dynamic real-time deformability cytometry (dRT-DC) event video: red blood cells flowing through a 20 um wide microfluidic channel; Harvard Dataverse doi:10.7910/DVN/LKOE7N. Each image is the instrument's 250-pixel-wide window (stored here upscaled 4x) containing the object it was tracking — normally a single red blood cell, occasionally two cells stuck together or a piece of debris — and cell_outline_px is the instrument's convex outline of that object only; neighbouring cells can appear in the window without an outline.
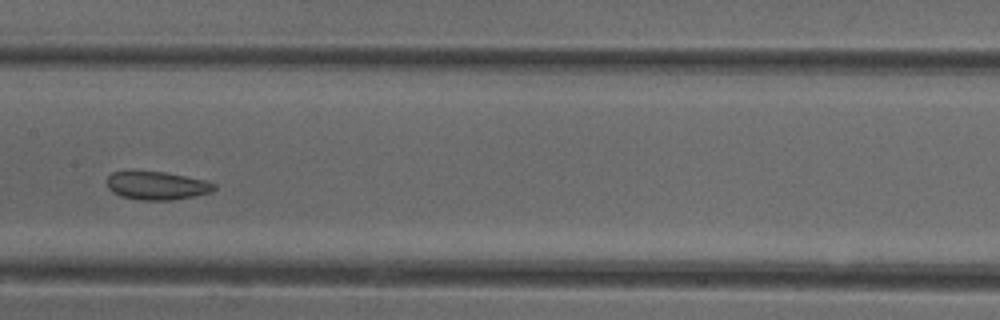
{"species": "common noctule bat (a hibernating species)", "species_latin": "Nyctalus noctula", "temperature_condition": "cold", "stored_images_in_passage": 46, "camera_frame_rate_fps": 3000, "um_per_image_px": 0.085, "animal": {"sex": "female"}, "frame": {"image": 1, "passage_image": 20, "time_ms": 6.333, "image_size_px": [1000, 320], "cell_outline_px": [[216, 188], [212, 192], [196, 196], [172, 200], [140, 200], [120, 196], [112, 192], [108, 188], [108, 176], [112, 172], [132, 168], [164, 172], [204, 180], [216, 184]], "centroid_in_image_um": [13.29, 15.74], "position_along_channel_um": 194.1, "area_um2": 18.26}, "authors_computed_cell_mechanics": {"area_um2": 20.4612, "velocity_mm_per_s": 3.8876, "shape_relaxation_time_tau1_ms": null, "shape_relaxation_time_tau2_ms": 1.358, "deformation_change_tau1": null, "deformation_change_tau2": 0.0654}}